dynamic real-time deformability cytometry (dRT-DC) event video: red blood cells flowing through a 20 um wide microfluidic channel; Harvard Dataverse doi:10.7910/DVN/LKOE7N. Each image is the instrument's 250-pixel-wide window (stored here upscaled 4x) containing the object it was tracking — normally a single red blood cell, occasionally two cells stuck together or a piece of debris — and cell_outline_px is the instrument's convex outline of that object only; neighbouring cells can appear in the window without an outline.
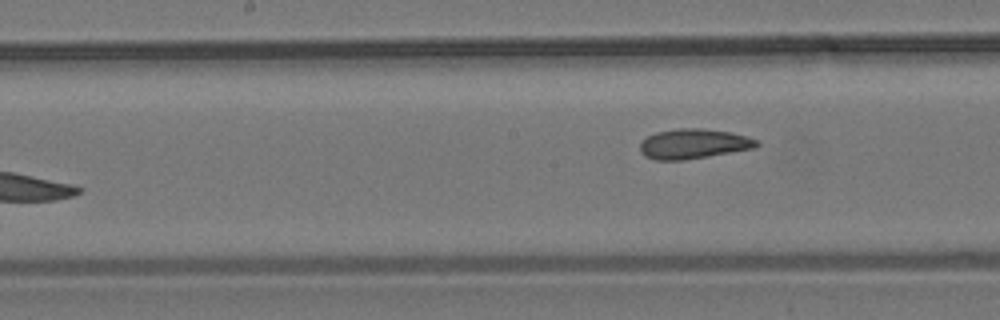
{"species": "common noctule bat (a hibernating species)", "species_latin": "Nyctalus noctula", "temperature_condition": "room temperature", "stored_images_in_passage": 8, "camera_frame_rate_fps": 3000, "um_per_image_px": 0.085, "animal": {"sex": "male", "body_mass_g": 19.2, "forearm_length_mm": 51.8}, "frame": {"image": 1, "passage_image": 8, "time_ms": 8.333, "image_size_px": [1000, 320], "cell_outline_px": [[760, 144], [756, 148], [684, 160], [656, 160], [644, 156], [640, 152], [640, 144], [648, 136], [656, 132], [676, 128], [700, 128], [728, 132], [760, 140]], "centroid_in_image_um": [58.95, 12.23], "position_along_channel_um": 189.3, "area_um2": 20.29}}